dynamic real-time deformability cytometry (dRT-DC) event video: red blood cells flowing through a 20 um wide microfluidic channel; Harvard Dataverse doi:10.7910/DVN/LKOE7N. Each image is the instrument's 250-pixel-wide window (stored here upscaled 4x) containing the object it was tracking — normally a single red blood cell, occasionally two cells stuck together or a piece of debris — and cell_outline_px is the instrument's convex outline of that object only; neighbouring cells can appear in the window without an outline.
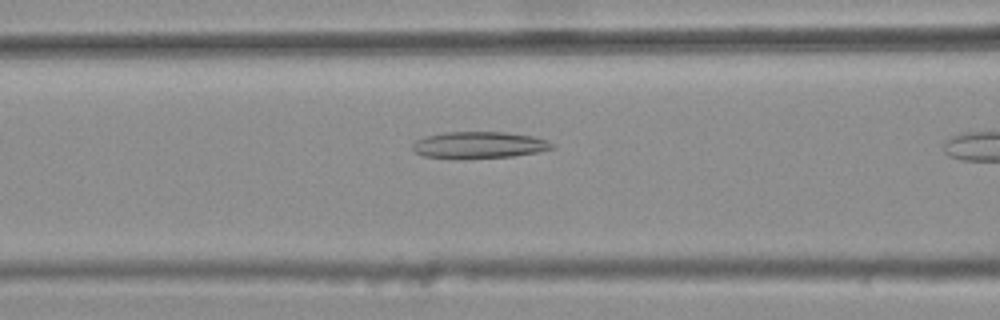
{"species": "common noctule bat (a hibernating species)", "species_latin": "Nyctalus noctula", "temperature_condition": "warm", "stored_images_in_passage": 10, "camera_frame_rate_fps": 3000, "um_per_image_px": 0.085, "animal": {"sex": "female", "body_mass_g": 25.1}, "frame": {"image": 1, "passage_image": 9, "time_ms": 2.667, "image_size_px": [1000, 320], "cell_outline_px": [[556, 148], [540, 152], [512, 156], [464, 160], [424, 156], [412, 152], [412, 144], [416, 140], [424, 136], [444, 132], [504, 132], [532, 136], [548, 140]], "centroid_in_image_um": [40.69, 12.34], "position_along_channel_um": 125.9, "area_um2": 22.25}}